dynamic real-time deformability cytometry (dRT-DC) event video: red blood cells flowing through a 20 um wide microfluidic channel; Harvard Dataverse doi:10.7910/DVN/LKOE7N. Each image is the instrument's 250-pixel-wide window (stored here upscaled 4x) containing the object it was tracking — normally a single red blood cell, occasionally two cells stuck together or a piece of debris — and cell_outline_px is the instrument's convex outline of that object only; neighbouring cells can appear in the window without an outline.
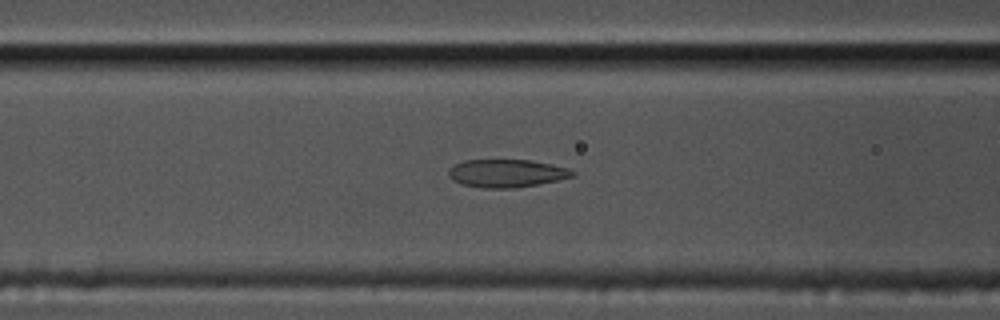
{"species": "common noctule bat (a hibernating species)", "species_latin": "Nyctalus noctula", "temperature_condition": "cold", "stored_images_in_passage": 57, "camera_frame_rate_fps": 3000, "um_per_image_px": 0.085, "animal": {"sex": "male", "body_mass_g": 17.5, "forearm_length_mm": 52.3}, "frame": {"image": 1, "passage_image": 22, "time_ms": 7.0, "image_size_px": [1000, 320], "cell_outline_px": [[576, 176], [516, 188], [484, 188], [464, 184], [448, 176], [448, 168], [464, 160], [532, 160], [552, 164], [568, 168], [576, 172]], "centroid_in_image_um": [43.09, 14.72], "position_along_channel_um": 123.5, "area_um2": 20.06}}
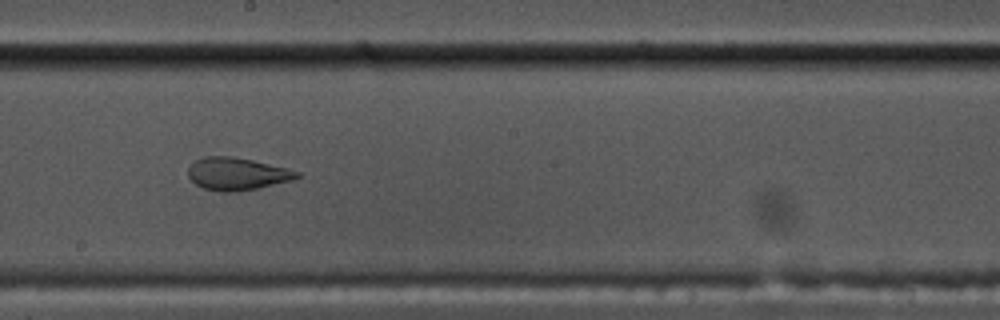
{"frame": {"image": 2, "passage_image": 31, "time_ms": 10.0, "image_size_px": [1000, 320], "cell_outline_px": [[300, 176], [292, 180], [260, 188], [236, 192], [220, 192], [204, 188], [196, 184], [188, 176], [188, 168], [196, 160], [204, 156], [232, 156], [252, 160], [288, 168], [300, 172]], "centroid_in_image_um": [20.16, 14.78], "position_along_channel_um": 228.0, "area_um2": 20.69}}
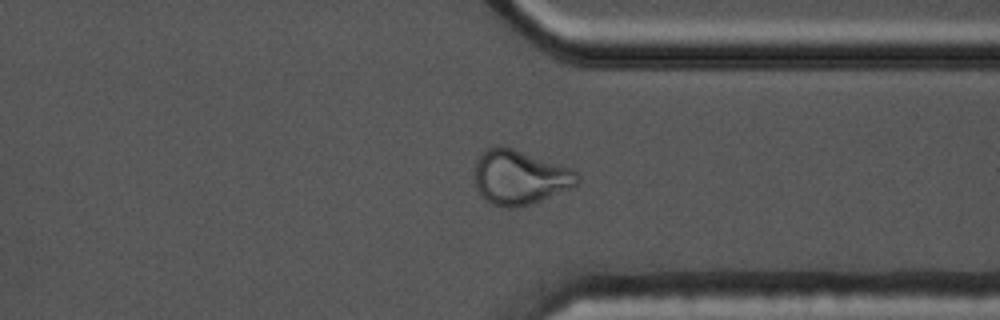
{"frame": {"image": 3, "passage_image": 43, "time_ms": 14.0, "image_size_px": [1000, 320], "cell_outline_px": [[580, 180], [576, 184], [568, 188], [532, 204], [516, 208], [504, 208], [492, 204], [476, 188], [476, 160], [488, 148], [512, 148], [572, 168], [580, 176]], "centroid_in_image_um": [44.21, 15.09], "position_along_channel_um": 367.2, "area_um2": 31.91}, "authors_computed_cell_mechanics": {"area_um2": 21.3282, "velocity_mm_per_s": 3.497, "shape_relaxation_time_tau1_ms": null, "shape_relaxation_time_tau2_ms": 1.3497, "deformation_change_tau1": null, "deformation_change_tau2": 0.0715}}